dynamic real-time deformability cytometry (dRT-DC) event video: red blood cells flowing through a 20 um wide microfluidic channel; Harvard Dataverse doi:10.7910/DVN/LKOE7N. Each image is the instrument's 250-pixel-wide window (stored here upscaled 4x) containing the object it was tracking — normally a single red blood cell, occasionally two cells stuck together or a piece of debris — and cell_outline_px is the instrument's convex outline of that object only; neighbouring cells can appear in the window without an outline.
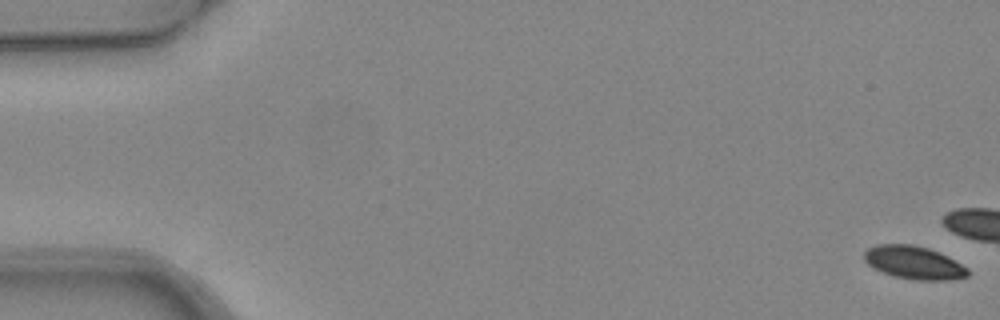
{"species": "common noctule bat (a hibernating species)", "species_latin": "Nyctalus noctula", "temperature_condition": "warm", "stored_images_in_passage": 5, "camera_frame_rate_fps": 3000, "um_per_image_px": 0.085, "animal": {"sex": "female", "body_mass_g": 24.6, "forearm_length_mm": 56.2}, "frame": {"image": 1, "passage_image": 1, "time_ms": 0.0, "image_size_px": [1000, 320], "cell_outline_px": [[968, 276], [948, 280], [916, 280], [896, 276], [884, 272], [868, 264], [864, 260], [864, 252], [868, 248], [876, 244], [912, 244], [928, 248], [940, 252], [968, 268]], "centroid_in_image_um": [77.69, 22.3], "position_along_channel_um": 7.3, "area_um2": 19.77}}